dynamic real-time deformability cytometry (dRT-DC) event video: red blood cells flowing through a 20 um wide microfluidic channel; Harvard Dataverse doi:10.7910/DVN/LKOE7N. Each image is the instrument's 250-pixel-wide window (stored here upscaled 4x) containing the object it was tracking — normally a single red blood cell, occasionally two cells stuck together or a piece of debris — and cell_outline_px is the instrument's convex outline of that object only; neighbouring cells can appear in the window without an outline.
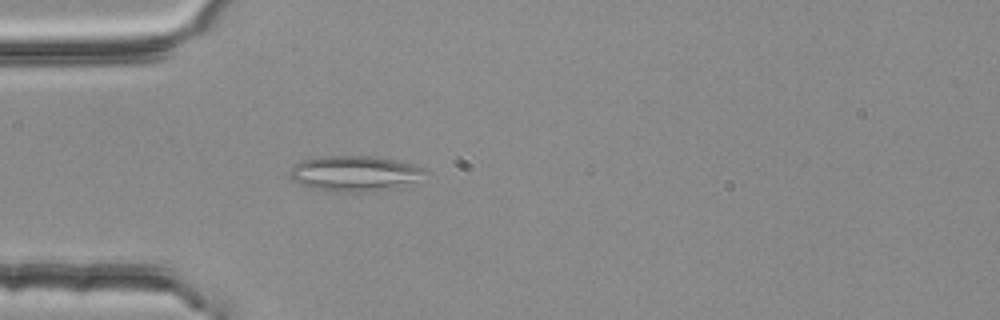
{"species": "common noctule bat (a hibernating species)", "species_latin": "Nyctalus noctula", "temperature_condition": "room temperature", "stored_images_in_passage": 4, "camera_frame_rate_fps": 3000, "um_per_image_px": 0.085, "animal": {"sex": "female", "body_mass_g": 25.1}, "frame": {"image": 1, "passage_image": 4, "time_ms": 1.0, "image_size_px": [1000, 320], "cell_outline_px": [[428, 172], [416, 184], [372, 192], [332, 192], [308, 188], [292, 180], [288, 172], [300, 160], [320, 156], [372, 156], [396, 160], [424, 168]], "centroid_in_image_um": [30.17, 14.77], "position_along_channel_um": 54.8, "area_um2": 28.67}}